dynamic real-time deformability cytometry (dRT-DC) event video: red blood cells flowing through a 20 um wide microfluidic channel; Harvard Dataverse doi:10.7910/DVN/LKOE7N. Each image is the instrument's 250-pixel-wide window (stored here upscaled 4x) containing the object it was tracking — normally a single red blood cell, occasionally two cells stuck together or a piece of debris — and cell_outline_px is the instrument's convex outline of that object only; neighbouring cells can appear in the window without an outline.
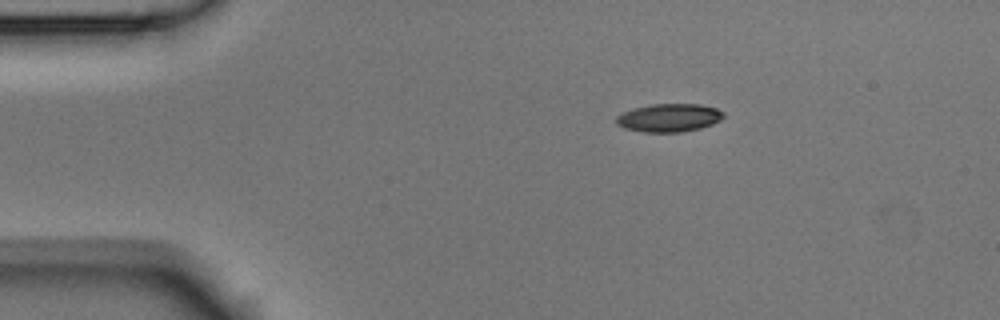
{"species": "Egyptian fruit bat (a non-hibernating species)", "species_latin": "Rousettus aegyptiacus", "temperature_condition": "room temperature", "stored_images_in_passage": 5, "camera_frame_rate_fps": 3000, "um_per_image_px": 0.085, "animal": {"sex": "male"}, "frame": {"image": 1, "passage_image": 1, "time_ms": 0.0, "image_size_px": [1000, 320], "cell_outline_px": [[724, 116], [720, 120], [712, 124], [700, 128], [680, 132], [644, 132], [624, 128], [616, 124], [616, 116], [624, 112], [636, 108], [652, 104], [700, 104], [716, 108], [724, 112]], "centroid_in_image_um": [56.88, 10.01], "position_along_channel_um": 28.1, "area_um2": 17.51}}
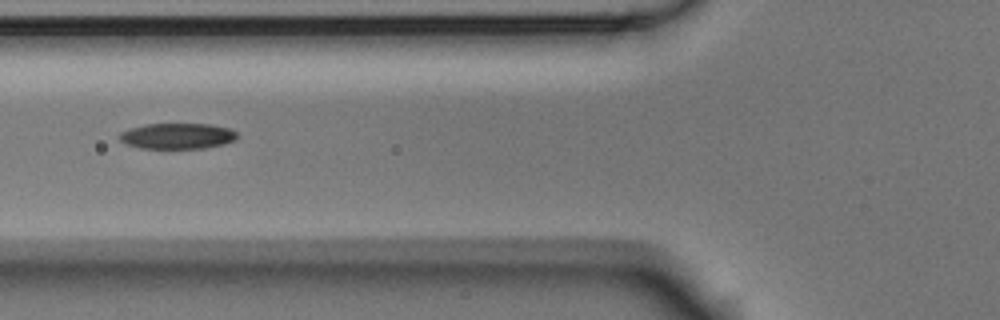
{"frame": {"image": 2, "passage_image": 4, "time_ms": 1.0, "image_size_px": [1000, 320], "cell_outline_px": [[240, 136], [236, 140], [224, 144], [204, 148], [140, 148], [124, 144], [120, 140], [120, 132], [128, 128], [144, 124], [212, 124], [232, 128]], "centroid_in_image_um": [15.11, 11.55], "position_along_channel_um": 110.7, "area_um2": 17.98}}
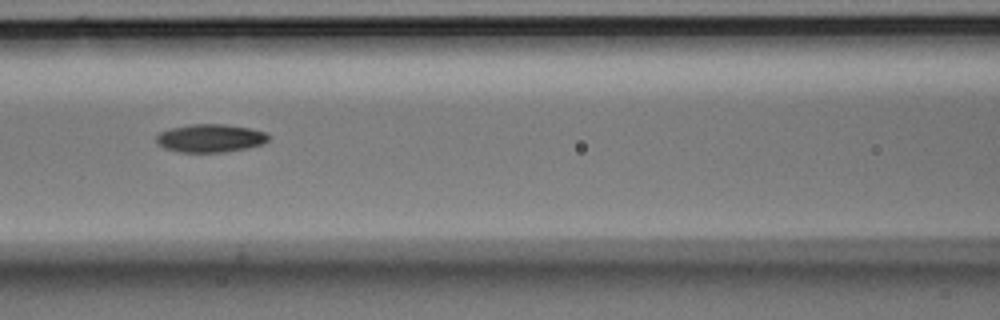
{"frame": {"image": 3, "passage_image": 5, "time_ms": 1.333, "image_size_px": [1000, 320], "cell_outline_px": [[268, 140], [264, 144], [248, 148], [224, 152], [180, 152], [164, 148], [156, 140], [156, 136], [160, 132], [172, 128], [192, 124], [228, 124], [248, 128], [264, 132], [268, 136]], "centroid_in_image_um": [17.89, 11.75], "position_along_channel_um": 148.7, "area_um2": 18.26}}